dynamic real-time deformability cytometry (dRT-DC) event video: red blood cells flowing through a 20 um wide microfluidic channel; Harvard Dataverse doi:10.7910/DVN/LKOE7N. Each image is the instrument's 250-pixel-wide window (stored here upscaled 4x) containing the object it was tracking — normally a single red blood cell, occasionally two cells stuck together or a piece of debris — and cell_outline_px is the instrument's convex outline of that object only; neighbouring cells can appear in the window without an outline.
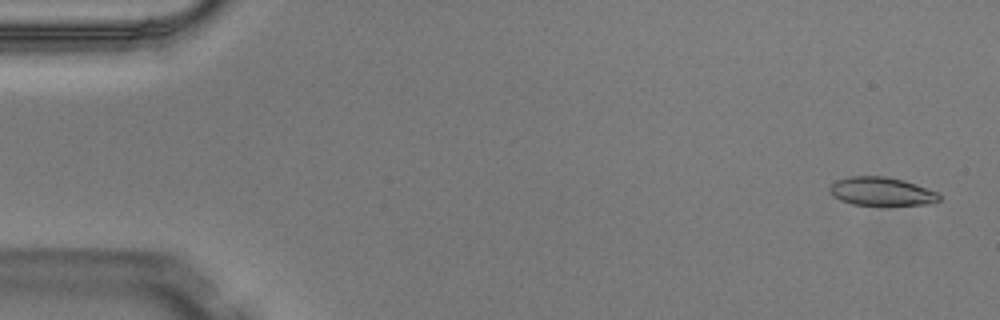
{"species": "Egyptian fruit bat (a non-hibernating species)", "species_latin": "Rousettus aegyptiacus", "temperature_condition": "warm", "stored_images_in_passage": 4, "camera_frame_rate_fps": 3000, "um_per_image_px": 0.085, "animal": {"sex": "male"}, "frame": {"image": 1, "passage_image": 1, "time_ms": 0.0, "image_size_px": [1000, 320], "cell_outline_px": [[940, 200], [928, 204], [888, 208], [852, 204], [840, 200], [832, 196], [828, 188], [836, 180], [848, 176], [884, 176], [904, 180], [916, 184], [936, 192], [940, 196]], "centroid_in_image_um": [74.92, 16.32], "position_along_channel_um": 10.1, "area_um2": 19.02}}